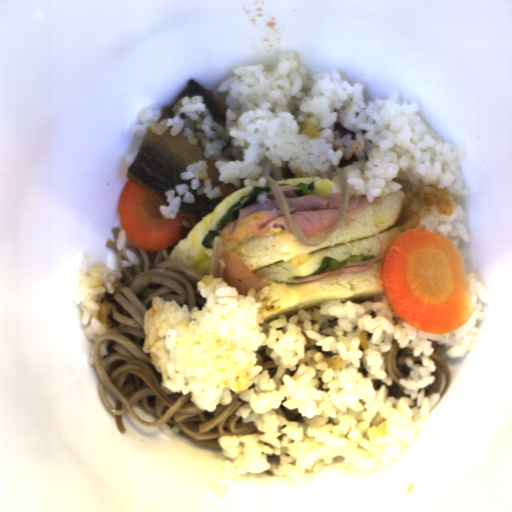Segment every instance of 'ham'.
Returning <instances> with one entry per match:
<instances>
[{"mask_svg":"<svg viewBox=\"0 0 512 512\" xmlns=\"http://www.w3.org/2000/svg\"><path fill=\"white\" fill-rule=\"evenodd\" d=\"M217 234L210 248L211 275L222 277L231 287L238 288V296H246L249 288L256 292L272 281L252 274L233 248L254 239L294 235L272 191L260 192L247 206L238 209L235 220H226L224 228Z\"/></svg>","mask_w":512,"mask_h":512,"instance_id":"ham-1","label":"ham"},{"mask_svg":"<svg viewBox=\"0 0 512 512\" xmlns=\"http://www.w3.org/2000/svg\"><path fill=\"white\" fill-rule=\"evenodd\" d=\"M298 188V184L280 187L290 215L299 225L304 237L311 239L329 231L339 220L342 193L334 192L328 198H322L313 192L298 196L293 190Z\"/></svg>","mask_w":512,"mask_h":512,"instance_id":"ham-2","label":"ham"},{"mask_svg":"<svg viewBox=\"0 0 512 512\" xmlns=\"http://www.w3.org/2000/svg\"><path fill=\"white\" fill-rule=\"evenodd\" d=\"M384 246L381 244V249L377 253H373L372 258L364 259V260H358V261H351L347 260L343 267L340 269H337L335 271H327V272H318L314 275L308 274V275H300V276H292L287 281L291 284H300L304 282H313L317 280L323 279L325 276L330 275H339V274H352L356 272L363 271L373 263H375L378 259L381 258V254L383 252Z\"/></svg>","mask_w":512,"mask_h":512,"instance_id":"ham-3","label":"ham"},{"mask_svg":"<svg viewBox=\"0 0 512 512\" xmlns=\"http://www.w3.org/2000/svg\"><path fill=\"white\" fill-rule=\"evenodd\" d=\"M369 203L365 195L357 193L353 184L348 182L347 212L342 223L349 225L350 221L362 213L368 207Z\"/></svg>","mask_w":512,"mask_h":512,"instance_id":"ham-4","label":"ham"}]
</instances>
